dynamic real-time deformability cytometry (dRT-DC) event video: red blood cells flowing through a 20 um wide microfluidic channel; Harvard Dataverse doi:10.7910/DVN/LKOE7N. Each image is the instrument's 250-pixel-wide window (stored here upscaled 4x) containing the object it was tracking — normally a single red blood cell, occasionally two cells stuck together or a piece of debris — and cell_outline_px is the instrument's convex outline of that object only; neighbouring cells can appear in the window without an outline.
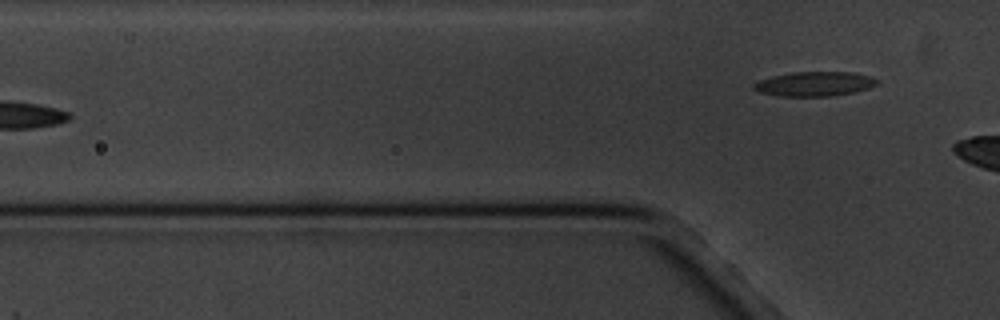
{"species": "common noctule bat (a hibernating species)", "species_latin": "Nyctalus noctula", "temperature_condition": "cold", "stored_images_in_passage": 5, "camera_frame_rate_fps": 3000, "um_per_image_px": 0.085, "animal": {"sex": "male", "body_mass_g": 20.1, "forearm_length_mm": 53.5}, "frame": {"image": 1, "passage_image": 5, "time_ms": 4.667, "image_size_px": [1000, 320], "cell_outline_px": [[880, 80], [876, 84], [868, 88], [856, 92], [832, 96], [780, 96], [760, 92], [752, 88], [752, 84], [756, 80], [772, 76], [792, 72], [852, 72], [872, 76]], "centroid_in_image_um": [69.23, 7.13], "position_along_channel_um": 56.6, "area_um2": 17.8}}